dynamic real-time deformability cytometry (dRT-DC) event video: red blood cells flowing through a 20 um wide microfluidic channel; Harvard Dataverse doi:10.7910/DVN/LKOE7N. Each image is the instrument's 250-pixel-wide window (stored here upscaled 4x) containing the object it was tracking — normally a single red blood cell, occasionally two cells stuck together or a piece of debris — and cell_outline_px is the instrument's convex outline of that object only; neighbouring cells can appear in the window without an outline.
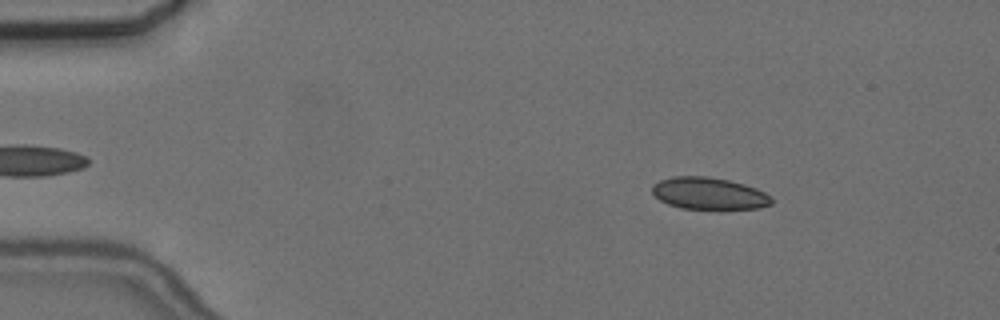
{"species": "common noctule bat (a hibernating species)", "species_latin": "Nyctalus noctula", "temperature_condition": "cold", "stored_images_in_passage": 49, "camera_frame_rate_fps": 3000, "um_per_image_px": 0.085, "animal": {"sex": "female", "body_mass_g": 24.6, "forearm_length_mm": 56.2}, "frame": {"image": 1, "passage_image": 2, "time_ms": 0.333, "image_size_px": [1000, 320], "cell_outline_px": [[772, 204], [760, 208], [720, 212], [680, 208], [668, 204], [660, 200], [652, 192], [652, 184], [660, 180], [672, 176], [708, 176], [728, 180], [744, 184], [756, 188], [772, 196]], "centroid_in_image_um": [60.3, 16.49], "position_along_channel_um": 24.7, "area_um2": 23.29}}
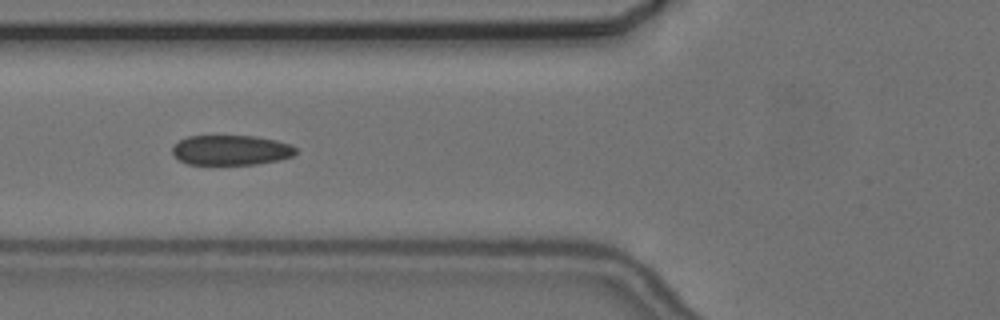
{"frame": {"image": 2, "passage_image": 15, "time_ms": 4.667, "image_size_px": [1000, 320], "cell_outline_px": [[296, 152], [292, 156], [280, 160], [256, 164], [188, 164], [180, 160], [172, 152], [172, 148], [180, 140], [188, 136], [256, 136], [276, 140], [292, 144], [296, 148]], "centroid_in_image_um": [19.67, 12.75], "position_along_channel_um": 106.1, "area_um2": 21.5}}
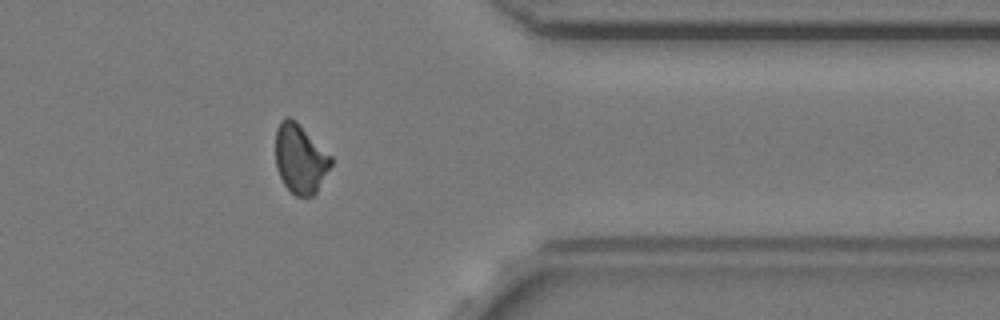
{"frame": {"image": 3, "passage_image": 39, "time_ms": 12.667, "image_size_px": [1000, 320], "cell_outline_px": [[332, 164], [316, 192], [312, 196], [296, 196], [284, 184], [276, 168], [276, 128], [280, 120], [284, 116], [288, 116], [296, 120], [332, 156]], "centroid_in_image_um": [25.51, 13.45], "position_along_channel_um": 385.9, "area_um2": 22.43}, "authors_computed_cell_mechanics": {"area_um2": 22.5998, "velocity_mm_per_s": 3.6643, "shape_relaxation_time_tau1_ms": 4.3077, "shape_relaxation_time_tau2_ms": 1.932, "deformation_change_tau1": 0.1029, "deformation_change_tau2": 0.0688}}